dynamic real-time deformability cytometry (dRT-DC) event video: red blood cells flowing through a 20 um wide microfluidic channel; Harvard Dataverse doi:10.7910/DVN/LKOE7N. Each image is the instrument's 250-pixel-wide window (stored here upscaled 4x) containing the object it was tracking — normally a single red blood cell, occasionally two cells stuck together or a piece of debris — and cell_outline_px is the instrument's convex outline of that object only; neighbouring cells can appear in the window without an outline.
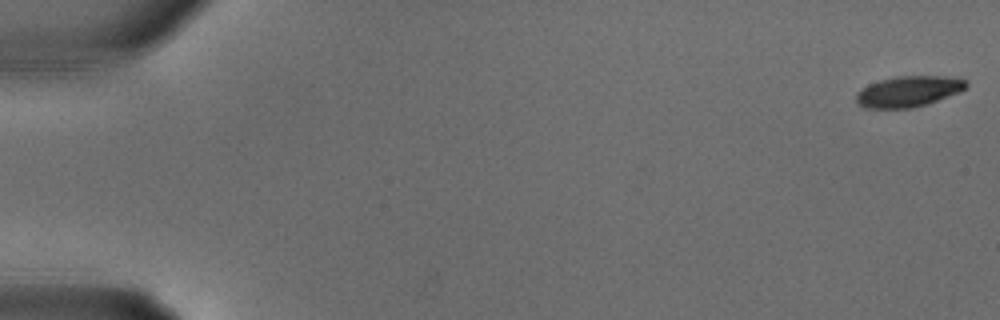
{"species": "common noctule bat (a hibernating species)", "species_latin": "Nyctalus noctula", "temperature_condition": "warm", "stored_images_in_passage": 12, "camera_frame_rate_fps": 3000, "um_per_image_px": 0.085, "animal": {"sex": "male", "body_mass_g": 18.8}, "frame": {"image": 1, "passage_image": 1, "time_ms": 0.0, "image_size_px": [1000, 320], "cell_outline_px": [[968, 84], [964, 88], [956, 92], [928, 104], [912, 108], [864, 108], [856, 100], [856, 92], [860, 88], [868, 84], [880, 80], [896, 76], [944, 76], [964, 80]], "centroid_in_image_um": [77.14, 7.77], "position_along_channel_um": 7.9, "area_um2": 19.54}}
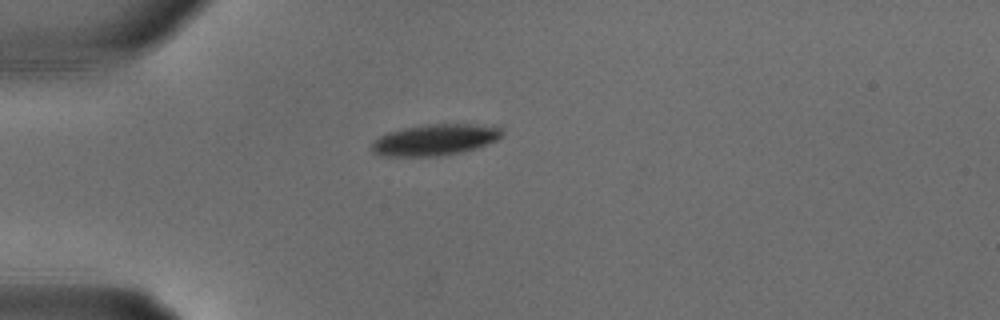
{"frame": {"image": 2, "passage_image": 9, "time_ms": 2.667, "image_size_px": [1000, 320], "cell_outline_px": [[504, 132], [496, 140], [476, 148], [460, 152], [436, 156], [384, 156], [372, 152], [372, 140], [388, 132], [404, 128], [428, 124], [500, 124]], "centroid_in_image_um": [37.02, 11.86], "position_along_channel_um": 48.0, "area_um2": 23.87}}
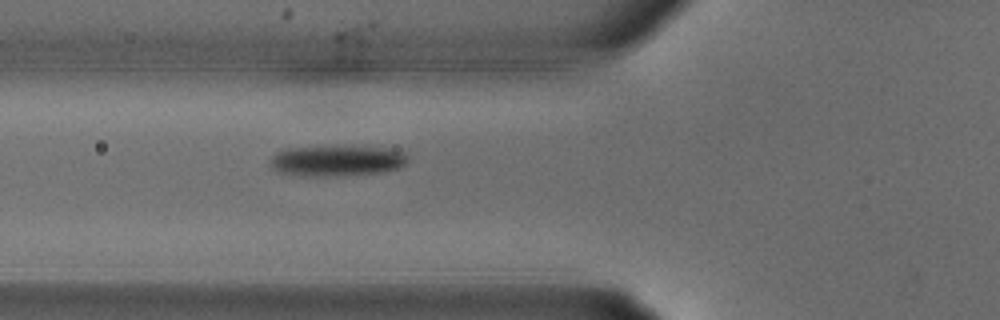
{"frame": {"image": 3, "passage_image": 12, "time_ms": 3.667, "image_size_px": [1000, 320], "cell_outline_px": [[408, 160], [400, 168], [380, 172], [336, 176], [300, 176], [276, 172], [268, 164], [268, 160], [276, 152], [292, 148], [400, 148], [408, 156]], "centroid_in_image_um": [28.62, 13.69], "position_along_channel_um": 97.2, "area_um2": 24.39}}